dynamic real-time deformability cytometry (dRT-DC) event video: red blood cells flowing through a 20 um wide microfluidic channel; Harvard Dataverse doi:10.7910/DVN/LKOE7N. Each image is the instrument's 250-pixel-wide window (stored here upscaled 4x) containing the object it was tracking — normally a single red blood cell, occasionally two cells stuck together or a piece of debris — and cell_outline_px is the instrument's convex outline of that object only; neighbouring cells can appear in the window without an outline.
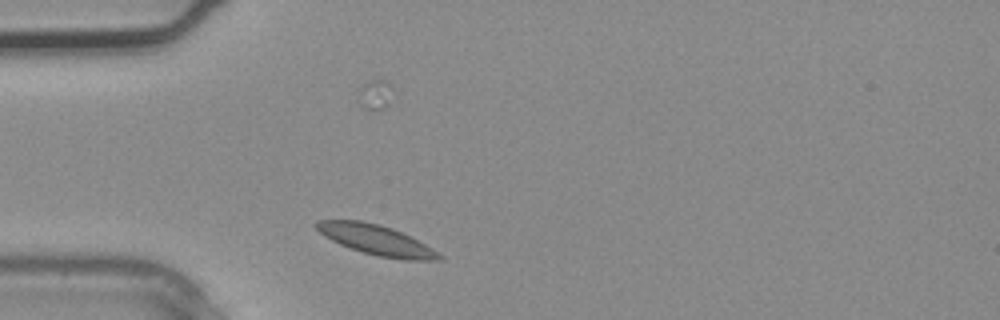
{"species": "common noctule bat (a hibernating species)", "species_latin": "Nyctalus noctula", "temperature_condition": "warm", "stored_images_in_passage": 1, "camera_frame_rate_fps": 3000, "um_per_image_px": 0.085, "animal": {"sex": "male", "body_mass_g": 20.4}, "frame": {"image": 1, "passage_image": 1, "time_ms": 0.0, "image_size_px": [1000, 320], "cell_outline_px": [[444, 260], [404, 260], [380, 256], [364, 252], [340, 244], [324, 236], [312, 224], [316, 220], [360, 220], [380, 224], [392, 228], [412, 236], [432, 248], [444, 256]], "centroid_in_image_um": [32.01, 20.38], "position_along_channel_um": 53.0, "area_um2": 21.56}}